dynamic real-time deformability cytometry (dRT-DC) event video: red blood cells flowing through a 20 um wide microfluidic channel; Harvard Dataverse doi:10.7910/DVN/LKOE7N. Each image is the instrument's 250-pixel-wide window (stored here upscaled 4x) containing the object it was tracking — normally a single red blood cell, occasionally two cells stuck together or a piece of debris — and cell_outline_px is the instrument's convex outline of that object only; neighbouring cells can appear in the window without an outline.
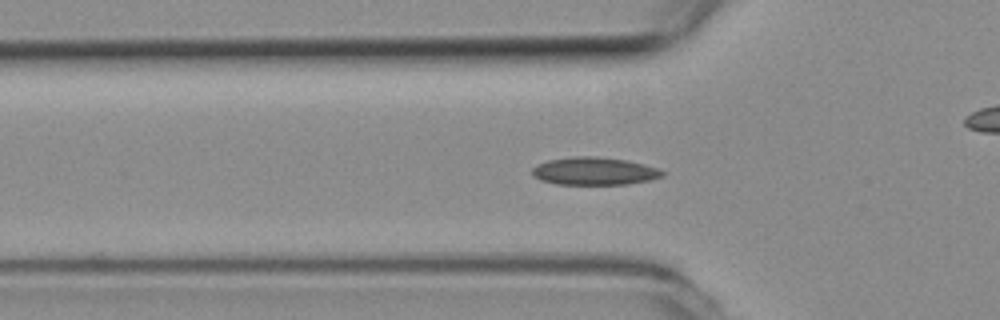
{"species": "common noctule bat (a hibernating species)", "species_latin": "Nyctalus noctula", "temperature_condition": "room temperature", "stored_images_in_passage": 47, "camera_frame_rate_fps": 3000, "um_per_image_px": 0.085, "animal": {"sex": "female", "body_mass_g": 19.3, "forearm_length_mm": 54.1}, "frame": {"image": 1, "passage_image": 10, "time_ms": 3.0, "image_size_px": [1000, 320], "cell_outline_px": [[664, 176], [648, 180], [628, 184], [556, 184], [540, 180], [532, 176], [532, 168], [536, 164], [548, 160], [572, 156], [596, 156], [628, 160], [660, 168], [664, 172]], "centroid_in_image_um": [50.5, 14.53], "position_along_channel_um": 75.3, "area_um2": 21.27}}
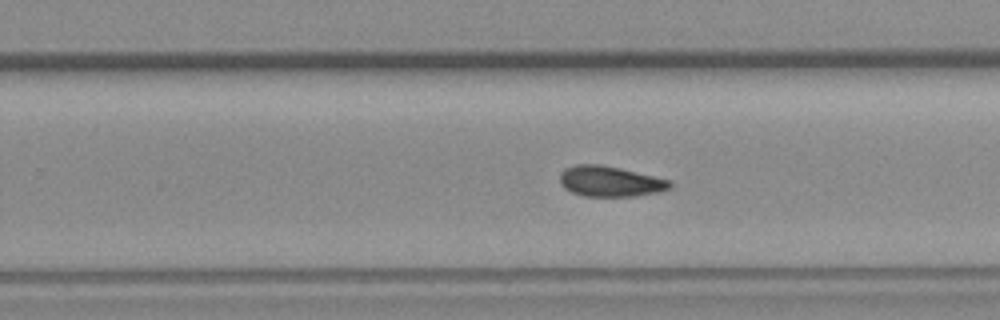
{"frame": {"image": 2, "passage_image": 26, "time_ms": 8.333, "image_size_px": [1000, 320], "cell_outline_px": [[672, 188], [660, 192], [632, 196], [584, 196], [572, 192], [564, 188], [560, 184], [560, 172], [564, 168], [576, 164], [600, 164], [620, 168], [672, 180]], "centroid_in_image_um": [51.87, 15.41], "position_along_channel_um": 277.9, "area_um2": 19.77}}
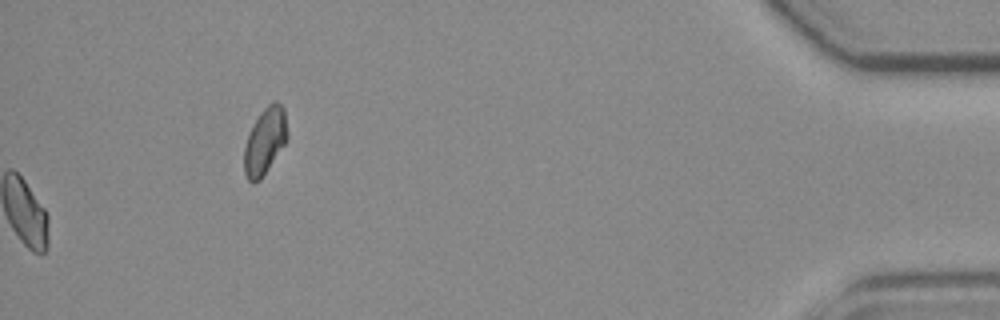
{"frame": {"image": 3, "passage_image": 47, "time_ms": 15.333, "image_size_px": [1000, 320], "cell_outline_px": [[288, 140], [260, 180], [252, 184], [248, 180], [244, 172], [244, 148], [248, 132], [252, 124], [260, 112], [272, 100], [276, 100], [284, 108], [288, 132]], "centroid_in_image_um": [22.52, 11.97], "position_along_channel_um": 412.7, "area_um2": 17.11}, "authors_computed_cell_mechanics": {"area_um2": 19.5364, "velocity_mm_per_s": 3.7955, "shape_relaxation_time_tau1_ms": null, "shape_relaxation_time_tau2_ms": 5.4015, "deformation_change_tau1": null, "deformation_change_tau2": 0.0939}}